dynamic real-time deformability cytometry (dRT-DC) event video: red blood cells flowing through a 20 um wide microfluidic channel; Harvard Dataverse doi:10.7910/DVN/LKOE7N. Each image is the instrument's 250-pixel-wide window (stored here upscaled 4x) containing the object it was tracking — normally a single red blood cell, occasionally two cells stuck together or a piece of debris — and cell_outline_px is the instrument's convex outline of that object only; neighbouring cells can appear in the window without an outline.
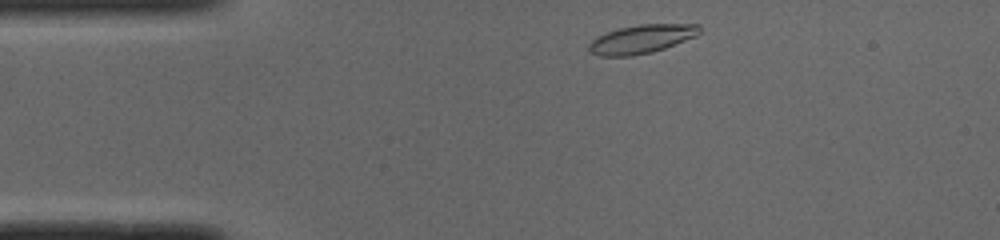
{"species": "common noctule bat (a hibernating species)", "species_latin": "Nyctalus noctula", "temperature_condition": "cold", "stored_images_in_passage": 42, "camera_frame_rate_fps": 3000, "um_per_image_px": 0.085, "animal": {"sex": "male", "body_mass_g": 19.0, "forearm_length_mm": 50.8}, "frame": {"image": 1, "passage_image": 1, "time_ms": 0.0, "image_size_px": [1000, 240], "cell_outline_px": [[700, 32], [696, 36], [664, 48], [652, 52], [632, 56], [600, 56], [588, 52], [588, 44], [596, 36], [620, 28], [640, 24], [700, 24]], "centroid_in_image_um": [54.5, 3.32], "position_along_channel_um": 30.5, "area_um2": 18.44}}
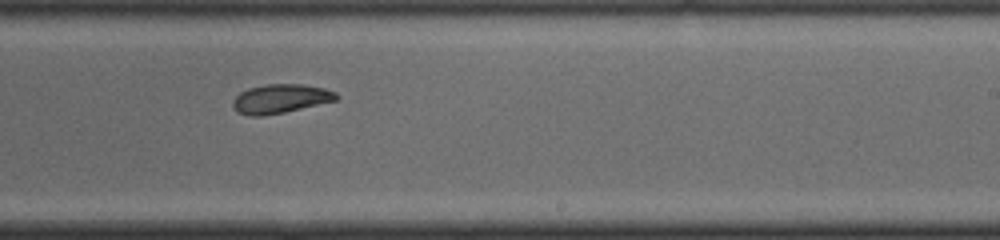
{"frame": {"image": 2, "passage_image": 22, "time_ms": 7.0, "image_size_px": [1000, 240], "cell_outline_px": [[340, 96], [336, 100], [284, 112], [260, 116], [248, 116], [236, 112], [232, 108], [232, 100], [240, 92], [248, 88], [264, 84], [300, 84], [324, 88], [336, 92]], "centroid_in_image_um": [23.79, 8.39], "position_along_channel_um": 265.2, "area_um2": 17.57}}
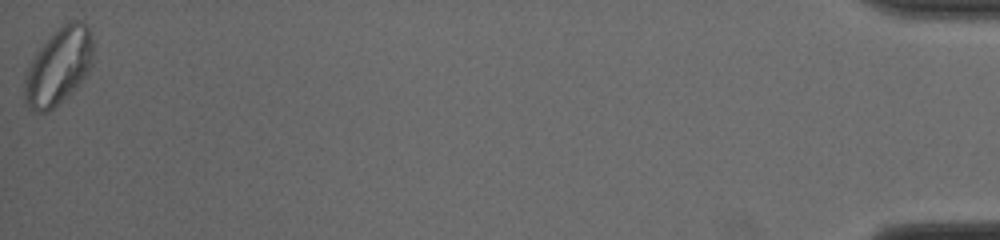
{"frame": {"image": 3, "passage_image": 42, "time_ms": 13.667, "image_size_px": [1000, 240], "cell_outline_px": [[92, 64], [88, 72], [80, 84], [48, 112], [36, 112], [28, 108], [24, 104], [24, 72], [28, 64], [40, 48], [68, 20], [80, 20], [88, 28], [92, 40]], "centroid_in_image_um": [4.95, 5.69], "position_along_channel_um": 430.3, "area_um2": 30.46}, "authors_computed_cell_mechanics": {"area_um2": 18.207, "velocity_mm_per_s": 3.9818, "shape_relaxation_time_tau1_ms": 4.8646, "shape_relaxation_time_tau2_ms": 4.5665, "deformation_change_tau1": 0.141, "deformation_change_tau2": 0.0815}}